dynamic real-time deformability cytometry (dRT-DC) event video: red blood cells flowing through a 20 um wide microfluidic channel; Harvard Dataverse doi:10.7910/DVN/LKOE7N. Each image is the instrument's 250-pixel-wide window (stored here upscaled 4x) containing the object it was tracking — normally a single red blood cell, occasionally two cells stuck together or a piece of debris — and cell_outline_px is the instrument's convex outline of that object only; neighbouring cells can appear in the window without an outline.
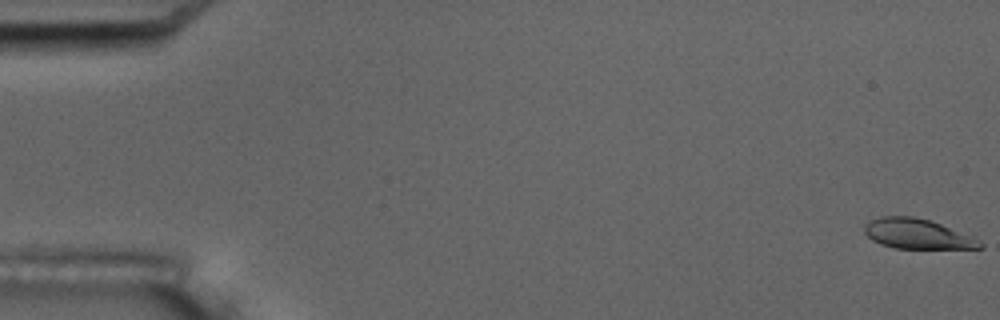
{"species": "common noctule bat (a hibernating species)", "species_latin": "Nyctalus noctula", "temperature_condition": "room temperature", "stored_images_in_passage": 6, "camera_frame_rate_fps": 3000, "um_per_image_px": 0.085, "animal": {"sex": "male", "body_mass_g": 17.5, "forearm_length_mm": 52.3}, "frame": {"image": 1, "passage_image": 1, "time_ms": 0.0, "image_size_px": [1000, 320], "cell_outline_px": [[984, 248], [896, 248], [880, 244], [872, 240], [864, 232], [864, 224], [868, 220], [880, 216], [912, 216], [928, 220], [940, 224], [968, 236], [984, 244]], "centroid_in_image_um": [77.86, 19.87], "position_along_channel_um": 7.1, "area_um2": 19.77}}
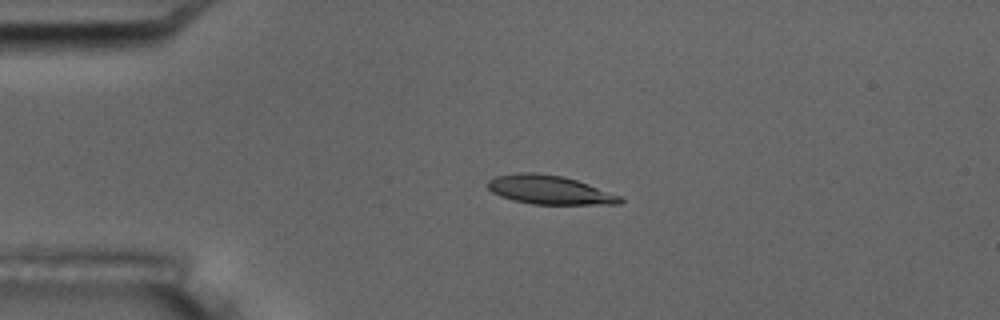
{"frame": {"image": 2, "passage_image": 5, "time_ms": 4.333, "image_size_px": [1000, 320], "cell_outline_px": [[624, 200], [620, 204], [532, 204], [512, 200], [500, 196], [492, 192], [488, 188], [488, 180], [496, 176], [520, 172], [532, 172], [564, 176], [588, 184], [620, 196]], "centroid_in_image_um": [46.68, 16.14], "position_along_channel_um": 38.3, "area_um2": 22.14}}